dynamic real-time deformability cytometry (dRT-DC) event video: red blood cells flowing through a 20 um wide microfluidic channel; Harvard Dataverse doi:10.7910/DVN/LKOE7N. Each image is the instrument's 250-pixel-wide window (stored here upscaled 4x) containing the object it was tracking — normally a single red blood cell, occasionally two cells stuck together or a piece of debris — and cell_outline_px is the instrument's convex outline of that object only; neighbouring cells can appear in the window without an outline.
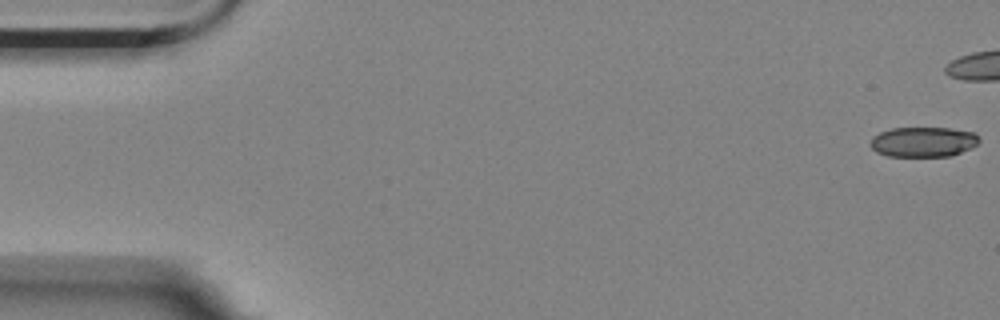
{"species": "Egyptian fruit bat (a non-hibernating species)", "species_latin": "Rousettus aegyptiacus", "temperature_condition": "room temperature", "stored_images_in_passage": 8, "segment_of_instrument_passage": [1, 2], "camera_frame_rate_fps": 3000, "um_per_image_px": 0.085, "animal": {"sex": "female"}, "frame": {"image": 1, "passage_image": 1, "time_ms": 0.0, "image_size_px": [1000, 320], "cell_outline_px": [[980, 140], [976, 144], [952, 156], [888, 156], [876, 152], [868, 144], [872, 136], [880, 132], [892, 128], [948, 128], [972, 132]], "centroid_in_image_um": [78.4, 12.06], "position_along_channel_um": 6.6, "area_um2": 18.9}}
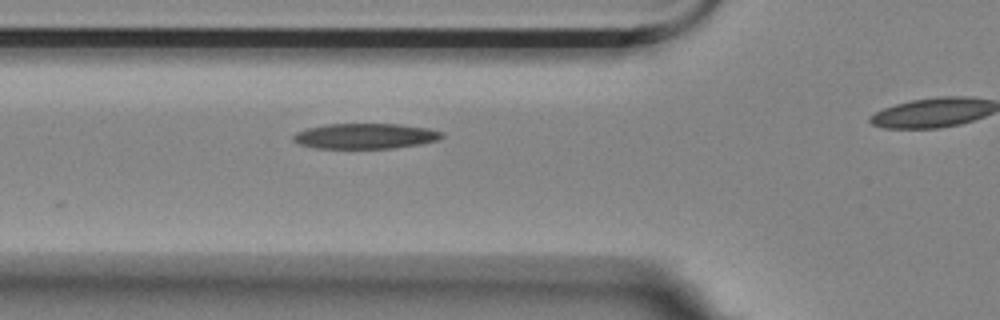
{"frame": {"image": 2, "passage_image": 7, "time_ms": 2.0, "image_size_px": [1000, 320], "cell_outline_px": [[444, 136], [436, 140], [420, 144], [392, 148], [316, 148], [300, 144], [292, 140], [292, 136], [296, 132], [308, 128], [328, 124], [400, 124], [428, 128], [444, 132]], "centroid_in_image_um": [31.05, 11.56], "position_along_channel_um": 94.7, "area_um2": 21.91}}